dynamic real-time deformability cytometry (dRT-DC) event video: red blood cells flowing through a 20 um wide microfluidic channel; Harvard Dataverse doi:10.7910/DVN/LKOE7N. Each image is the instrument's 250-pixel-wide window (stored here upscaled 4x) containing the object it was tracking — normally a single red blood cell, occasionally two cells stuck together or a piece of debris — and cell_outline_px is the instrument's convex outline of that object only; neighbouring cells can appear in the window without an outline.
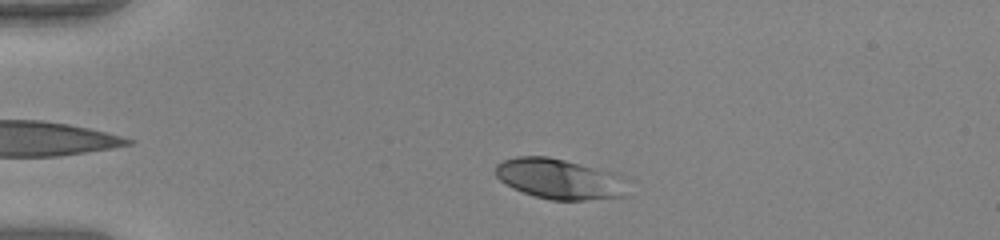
{"species": "human", "species_latin": "Homo sapiens", "temperature_condition": "warm", "stored_images_in_passage": 47, "camera_frame_rate_fps": 3000, "um_per_image_px": 0.085, "donor": {"sex": "female"}, "frame": {"image": 1, "passage_image": 7, "time_ms": 2.0, "image_size_px": [1000, 240], "cell_outline_px": [[624, 196], [584, 200], [552, 200], [536, 196], [512, 188], [500, 180], [496, 176], [496, 164], [504, 160], [516, 156], [548, 156], [616, 172], [624, 176]], "centroid_in_image_um": [47.54, 15.19], "position_along_channel_um": 37.5, "area_um2": 30.98}}
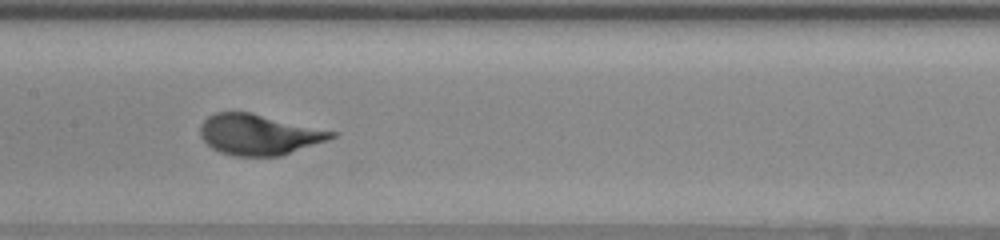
{"frame": {"image": 2, "passage_image": 22, "time_ms": 7.0, "image_size_px": [1000, 240], "cell_outline_px": [[340, 132], [336, 136], [328, 140], [280, 156], [236, 156], [220, 152], [212, 148], [200, 136], [200, 124], [208, 116], [216, 112], [252, 112]], "centroid_in_image_um": [22.03, 11.42], "position_along_channel_um": 185.4, "area_um2": 31.33}}
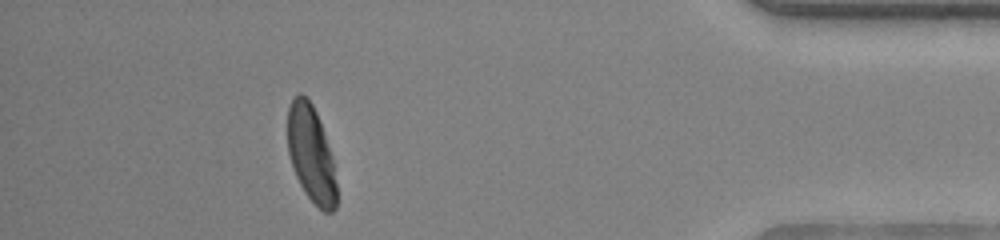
{"frame": {"image": 3, "passage_image": 42, "time_ms": 13.667, "image_size_px": [1000, 240], "cell_outline_px": [[336, 208], [332, 212], [324, 212], [304, 192], [296, 176], [288, 152], [288, 108], [292, 100], [300, 92], [312, 104], [316, 112], [324, 132], [332, 160], [336, 184]], "centroid_in_image_um": [26.44, 13.1], "position_along_channel_um": 408.8, "area_um2": 26.99}, "authors_computed_cell_mechanics": {"area_um2": 30.9808, "velocity_mm_per_s": 3.9901, "shape_relaxation_time_tau1_ms": 2.5465, "shape_relaxation_time_tau2_ms": null, "deformation_change_tau1": 0.1917, "deformation_change_tau2": null}}